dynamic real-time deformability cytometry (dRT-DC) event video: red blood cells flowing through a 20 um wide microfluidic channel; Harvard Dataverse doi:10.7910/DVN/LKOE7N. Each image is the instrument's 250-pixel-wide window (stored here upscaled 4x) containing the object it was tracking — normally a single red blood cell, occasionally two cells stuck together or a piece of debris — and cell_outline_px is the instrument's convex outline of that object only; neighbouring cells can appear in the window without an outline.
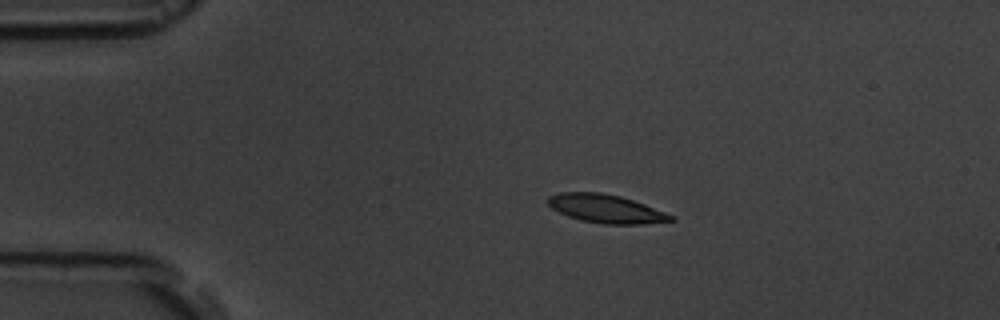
{"species": "common noctule bat (a hibernating species)", "species_latin": "Nyctalus noctula", "temperature_condition": "room temperature", "stored_images_in_passage": 4, "camera_frame_rate_fps": 3000, "um_per_image_px": 0.085, "animal": {"sex": "male", "body_mass_g": 19.5, "forearm_length_mm": 54.6}, "frame": {"image": 1, "passage_image": 2, "time_ms": 2.0, "image_size_px": [1000, 320], "cell_outline_px": [[676, 220], [644, 224], [604, 224], [580, 220], [568, 216], [552, 208], [544, 200], [548, 196], [560, 192], [600, 192], [620, 196], [644, 204], [676, 216]], "centroid_in_image_um": [51.5, 17.74], "position_along_channel_um": 33.5, "area_um2": 20.46}}